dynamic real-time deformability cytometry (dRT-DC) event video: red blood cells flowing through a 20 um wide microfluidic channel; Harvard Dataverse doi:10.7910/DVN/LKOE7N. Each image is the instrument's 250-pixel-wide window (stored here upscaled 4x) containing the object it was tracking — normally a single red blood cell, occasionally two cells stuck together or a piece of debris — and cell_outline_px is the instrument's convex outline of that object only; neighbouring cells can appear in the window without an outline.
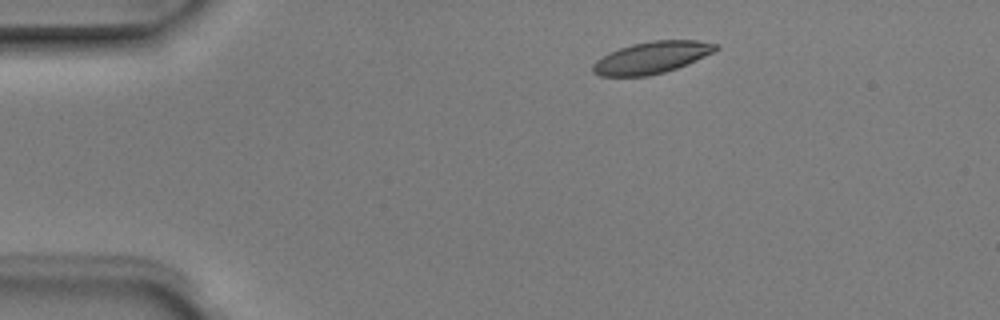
{"species": "Egyptian fruit bat (a non-hibernating species)", "species_latin": "Rousettus aegyptiacus", "temperature_condition": "room temperature", "stored_images_in_passage": 5, "camera_frame_rate_fps": 3000, "um_per_image_px": 0.085, "animal": {"sex": "male"}, "frame": {"image": 1, "passage_image": 2, "time_ms": 0.333, "image_size_px": [1000, 320], "cell_outline_px": [[720, 48], [696, 60], [676, 68], [664, 72], [648, 76], [600, 76], [592, 72], [592, 64], [596, 60], [608, 52], [632, 44], [652, 40], [696, 40], [720, 44]], "centroid_in_image_um": [55.37, 4.89], "position_along_channel_um": 29.6, "area_um2": 22.83}}